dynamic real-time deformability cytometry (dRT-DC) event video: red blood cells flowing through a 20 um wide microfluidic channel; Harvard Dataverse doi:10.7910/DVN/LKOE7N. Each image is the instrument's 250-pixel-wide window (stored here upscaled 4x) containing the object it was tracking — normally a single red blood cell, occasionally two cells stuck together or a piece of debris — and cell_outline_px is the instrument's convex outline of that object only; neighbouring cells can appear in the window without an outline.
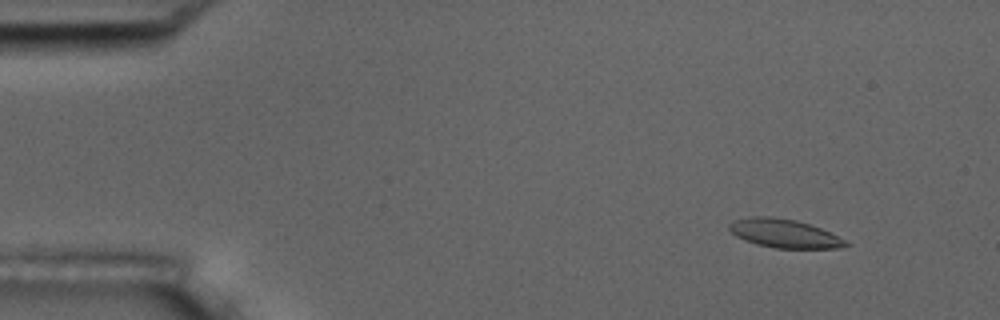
{"species": "common noctule bat (a hibernating species)", "species_latin": "Nyctalus noctula", "temperature_condition": "room temperature", "stored_images_in_passage": 4, "camera_frame_rate_fps": 3000, "um_per_image_px": 0.085, "animal": {"sex": "male", "body_mass_g": 17.5, "forearm_length_mm": 52.3}, "frame": {"image": 1, "passage_image": 2, "time_ms": 1.0, "image_size_px": [1000, 320], "cell_outline_px": [[848, 244], [840, 248], [776, 248], [756, 244], [744, 240], [736, 236], [728, 228], [728, 224], [732, 220], [752, 216], [772, 216], [796, 220], [820, 228], [844, 240]], "centroid_in_image_um": [66.58, 19.83], "position_along_channel_um": 18.4, "area_um2": 19.25}}
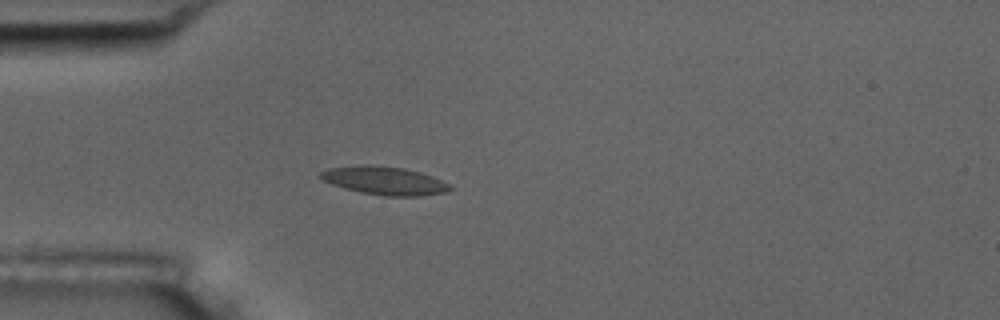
{"frame": {"image": 2, "passage_image": 4, "time_ms": 4.333, "image_size_px": [1000, 320], "cell_outline_px": [[452, 188], [448, 192], [424, 196], [384, 196], [360, 192], [344, 188], [332, 184], [324, 180], [320, 176], [320, 172], [328, 168], [364, 164], [372, 164], [404, 168], [420, 172], [432, 176], [452, 184]], "centroid_in_image_um": [32.73, 15.35], "position_along_channel_um": 52.3, "area_um2": 21.56}}